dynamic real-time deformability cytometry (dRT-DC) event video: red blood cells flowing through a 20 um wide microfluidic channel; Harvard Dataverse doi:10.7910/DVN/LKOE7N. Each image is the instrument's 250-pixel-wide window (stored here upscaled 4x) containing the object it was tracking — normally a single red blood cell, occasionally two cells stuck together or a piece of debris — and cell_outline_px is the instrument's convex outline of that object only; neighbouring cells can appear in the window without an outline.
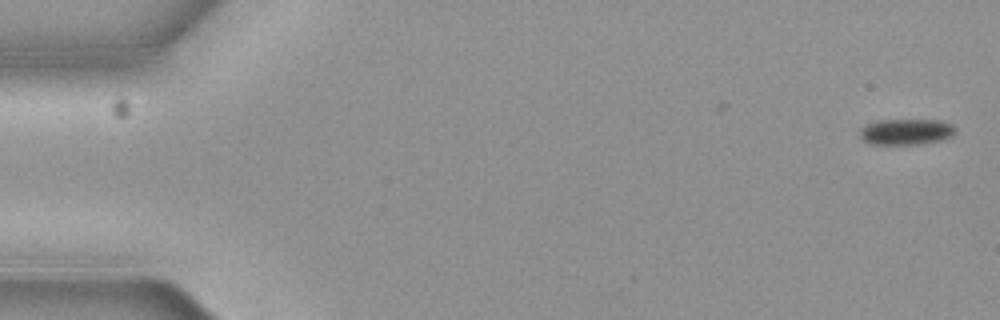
{"species": "common noctule bat (a hibernating species)", "species_latin": "Nyctalus noctula", "temperature_condition": "cold", "stored_images_in_passage": 6, "camera_frame_rate_fps": 3000, "um_per_image_px": 0.085, "animal": {"sex": "female", "body_mass_g": 19.3, "forearm_length_mm": 54.1}, "frame": {"image": 1, "passage_image": 1, "time_ms": 0.0, "image_size_px": [1000, 320], "cell_outline_px": [[956, 132], [952, 136], [940, 140], [916, 144], [868, 144], [860, 136], [860, 132], [868, 124], [876, 120], [940, 120], [952, 124], [956, 128]], "centroid_in_image_um": [77.05, 11.19], "position_along_channel_um": 7.9, "area_um2": 14.33}}
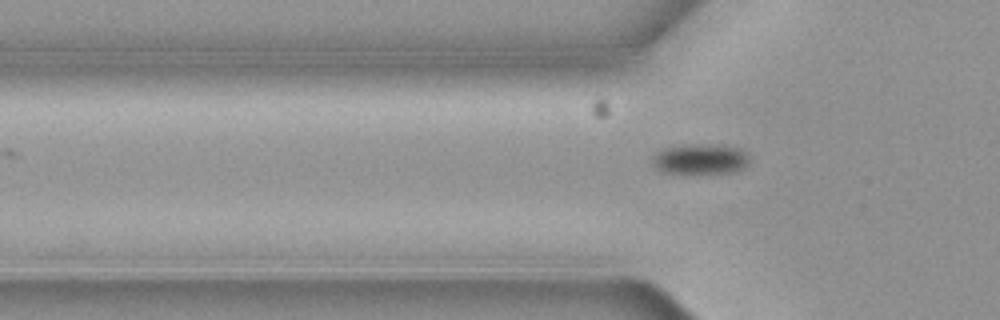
{"frame": {"image": 2, "passage_image": 6, "time_ms": 1.667, "image_size_px": [1000, 320], "cell_outline_px": [[748, 164], [732, 172], [664, 172], [656, 168], [652, 164], [652, 156], [656, 152], [672, 144], [724, 144], [740, 148], [748, 152]], "centroid_in_image_um": [59.5, 13.46], "position_along_channel_um": 66.3, "area_um2": 17.34}}